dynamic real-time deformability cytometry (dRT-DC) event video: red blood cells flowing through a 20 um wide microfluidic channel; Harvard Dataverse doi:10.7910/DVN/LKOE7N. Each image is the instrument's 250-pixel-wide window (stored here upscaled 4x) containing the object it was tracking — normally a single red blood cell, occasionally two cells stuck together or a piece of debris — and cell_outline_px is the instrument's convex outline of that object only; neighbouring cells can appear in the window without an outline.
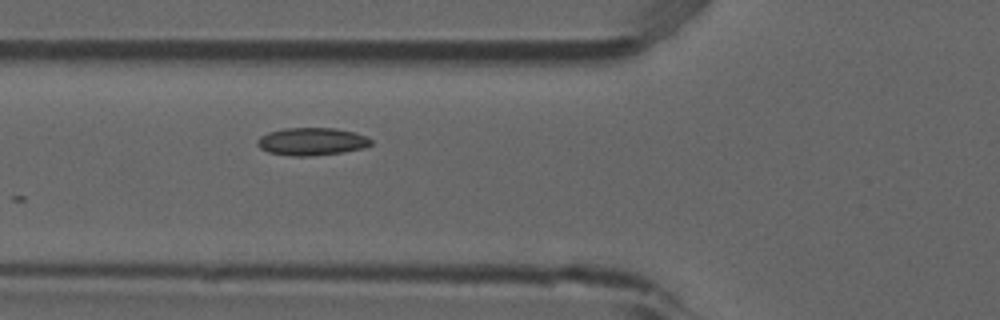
{"species": "common noctule bat (a hibernating species)", "species_latin": "Nyctalus noctula", "temperature_condition": "room temperature", "stored_images_in_passage": 6, "camera_frame_rate_fps": 3000, "um_per_image_px": 0.085, "animal": {"sex": "male", "forearm_length_mm": 52.5}, "frame": {"image": 1, "passage_image": 6, "time_ms": 1.667, "image_size_px": [1000, 320], "cell_outline_px": [[372, 144], [364, 148], [340, 152], [308, 156], [292, 156], [268, 152], [260, 148], [256, 144], [256, 140], [260, 136], [268, 132], [284, 128], [336, 128], [356, 132], [368, 136], [372, 140]], "centroid_in_image_um": [26.5, 12.02], "position_along_channel_um": 99.3, "area_um2": 18.44}}